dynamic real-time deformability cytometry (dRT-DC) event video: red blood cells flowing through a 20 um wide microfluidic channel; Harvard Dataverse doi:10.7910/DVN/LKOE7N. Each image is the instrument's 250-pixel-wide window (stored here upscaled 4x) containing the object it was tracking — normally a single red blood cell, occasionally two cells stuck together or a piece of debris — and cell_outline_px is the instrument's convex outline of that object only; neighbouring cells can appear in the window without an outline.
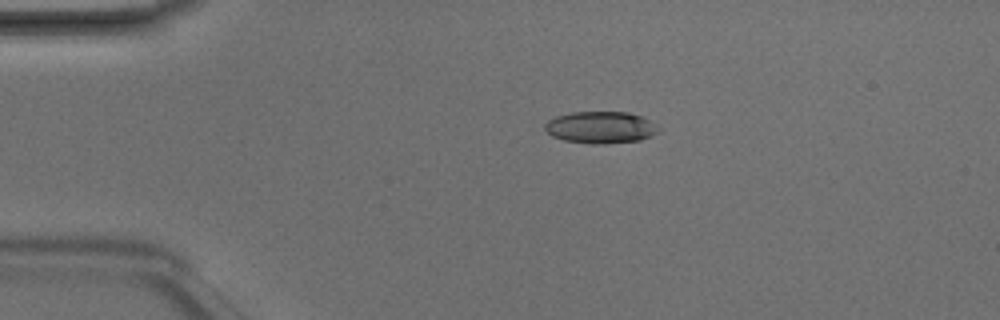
{"species": "Egyptian fruit bat (a non-hibernating species)", "species_latin": "Rousettus aegyptiacus", "temperature_condition": "room temperature", "stored_images_in_passage": 4, "camera_frame_rate_fps": 3000, "um_per_image_px": 0.085, "animal": {"sex": "male"}, "frame": {"image": 1, "passage_image": 2, "time_ms": 0.333, "image_size_px": [1000, 320], "cell_outline_px": [[660, 128], [656, 132], [640, 140], [604, 144], [592, 144], [564, 140], [552, 136], [544, 128], [544, 124], [548, 120], [556, 116], [572, 112], [628, 112], [644, 116], [656, 124]], "centroid_in_image_um": [51.05, 10.82], "position_along_channel_um": 33.9, "area_um2": 21.15}}